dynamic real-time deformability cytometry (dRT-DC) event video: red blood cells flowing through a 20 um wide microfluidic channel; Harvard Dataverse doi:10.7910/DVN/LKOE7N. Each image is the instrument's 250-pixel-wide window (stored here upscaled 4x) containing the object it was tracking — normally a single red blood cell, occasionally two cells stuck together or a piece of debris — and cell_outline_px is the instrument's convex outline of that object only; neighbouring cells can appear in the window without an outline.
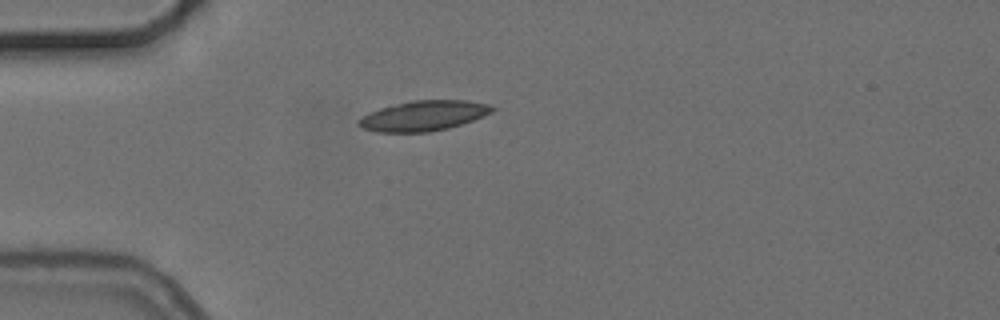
{"species": "common noctule bat (a hibernating species)", "species_latin": "Nyctalus noctula", "temperature_condition": "cold", "stored_images_in_passage": 6, "camera_frame_rate_fps": 3000, "um_per_image_px": 0.085, "animal": {"sex": "female", "body_mass_g": 24.6, "forearm_length_mm": 56.2}, "frame": {"image": 1, "passage_image": 6, "time_ms": 6.667, "image_size_px": [1000, 320], "cell_outline_px": [[496, 108], [492, 112], [484, 116], [448, 128], [428, 132], [376, 132], [364, 128], [356, 124], [356, 120], [368, 112], [380, 108], [412, 100], [468, 100], [488, 104]], "centroid_in_image_um": [35.98, 9.83], "position_along_channel_um": 49.0, "area_um2": 23.47}}